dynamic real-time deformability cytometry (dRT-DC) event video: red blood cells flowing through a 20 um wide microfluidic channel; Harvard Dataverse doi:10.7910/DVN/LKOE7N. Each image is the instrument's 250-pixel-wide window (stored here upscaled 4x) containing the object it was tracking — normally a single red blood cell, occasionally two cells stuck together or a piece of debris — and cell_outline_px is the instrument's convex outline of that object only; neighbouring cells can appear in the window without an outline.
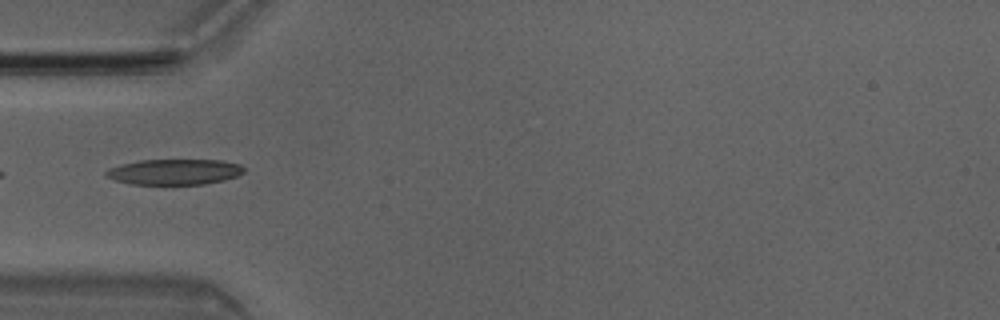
{"species": "Egyptian fruit bat (a non-hibernating species)", "species_latin": "Rousettus aegyptiacus", "temperature_condition": "room temperature", "stored_images_in_passage": 5, "camera_frame_rate_fps": 3000, "um_per_image_px": 0.085, "animal": {"sex": "male"}, "frame": {"image": 1, "passage_image": 5, "time_ms": 1.333, "image_size_px": [1000, 320], "cell_outline_px": [[244, 172], [236, 176], [224, 180], [204, 184], [132, 184], [116, 180], [108, 176], [104, 172], [108, 168], [120, 164], [140, 160], [220, 160], [240, 164], [244, 168]], "centroid_in_image_um": [14.83, 14.6], "position_along_channel_um": 70.2, "area_um2": 20.46}}